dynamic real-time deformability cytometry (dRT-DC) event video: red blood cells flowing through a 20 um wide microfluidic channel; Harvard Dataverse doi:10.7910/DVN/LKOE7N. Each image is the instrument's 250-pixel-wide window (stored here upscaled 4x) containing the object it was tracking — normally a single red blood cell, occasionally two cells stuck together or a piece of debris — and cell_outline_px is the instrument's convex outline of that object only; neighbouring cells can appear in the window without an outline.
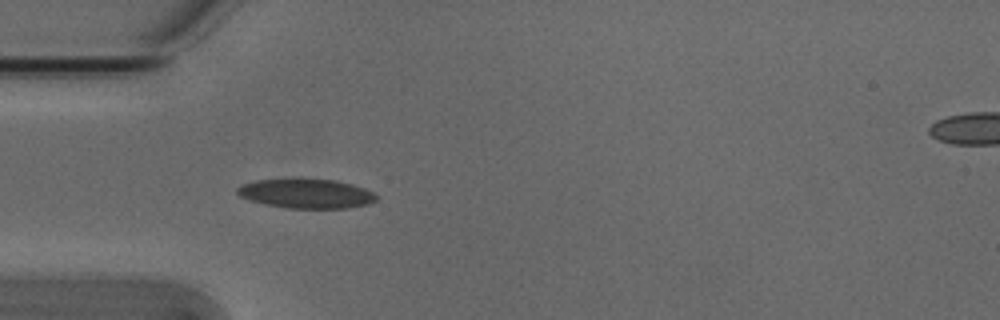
{"species": "Egyptian fruit bat (a non-hibernating species)", "species_latin": "Rousettus aegyptiacus", "temperature_condition": "cold", "stored_images_in_passage": 39, "camera_frame_rate_fps": 3000, "um_per_image_px": 0.085, "animal": {"sex": "male"}, "frame": {"image": 1, "passage_image": 1, "time_ms": 0.0, "image_size_px": [1000, 320], "cell_outline_px": [[376, 200], [368, 204], [348, 208], [288, 208], [264, 204], [240, 196], [236, 192], [236, 188], [244, 184], [256, 180], [300, 176], [336, 180], [352, 184], [364, 188], [372, 192], [376, 196]], "centroid_in_image_um": [26.01, 16.41], "position_along_channel_um": 59.0, "area_um2": 24.45}}
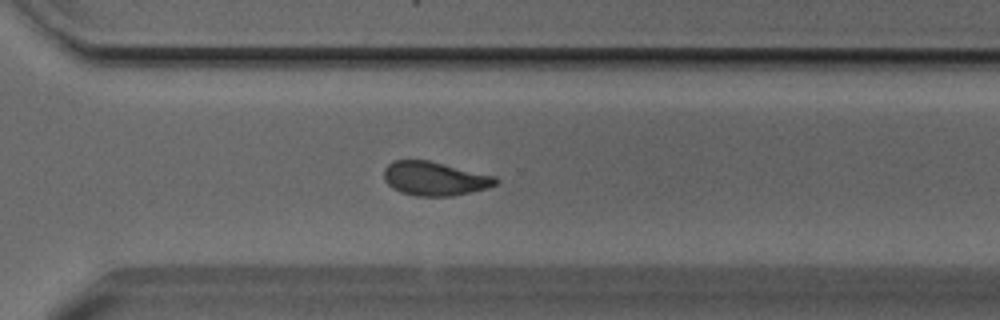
{"frame": {"image": 2, "passage_image": 23, "time_ms": 7.333, "image_size_px": [1000, 320], "cell_outline_px": [[500, 180], [496, 184], [488, 188], [452, 196], [416, 196], [400, 192], [392, 188], [384, 180], [384, 168], [392, 160], [428, 160], [496, 176]], "centroid_in_image_um": [36.94, 15.18], "position_along_channel_um": 333.7, "area_um2": 22.2}}
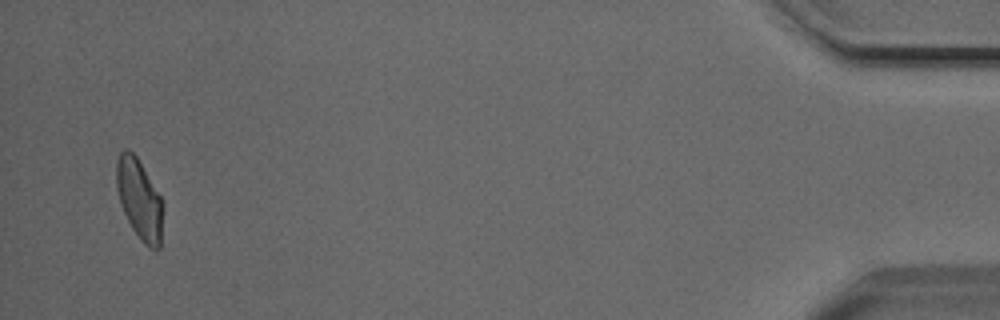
{"frame": {"image": 3, "passage_image": 37, "time_ms": 12.0, "image_size_px": [1000, 320], "cell_outline_px": [[164, 204], [160, 248], [148, 248], [144, 244], [132, 228], [120, 204], [116, 188], [116, 160], [120, 152], [124, 148], [128, 148], [136, 156], [160, 196]], "centroid_in_image_um": [11.84, 16.93], "position_along_channel_um": 423.4, "area_um2": 21.79}, "authors_computed_cell_mechanics": {"area_um2": 22.4264, "velocity_mm_per_s": 3.7934, "shape_relaxation_time_tau1_ms": 4.4326, "shape_relaxation_time_tau2_ms": 2.5743, "deformation_change_tau1": 0.1228, "deformation_change_tau2": 0.0773}}